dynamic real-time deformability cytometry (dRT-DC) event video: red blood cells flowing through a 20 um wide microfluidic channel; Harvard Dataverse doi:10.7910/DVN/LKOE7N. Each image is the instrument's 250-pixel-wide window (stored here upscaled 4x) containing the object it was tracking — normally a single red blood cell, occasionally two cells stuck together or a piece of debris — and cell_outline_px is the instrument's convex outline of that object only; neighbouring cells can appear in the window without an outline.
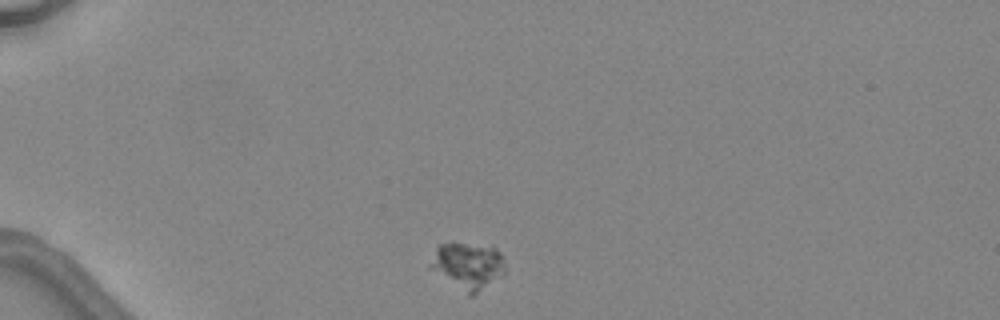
{"species": "common noctule bat (a hibernating species)", "species_latin": "Nyctalus noctula", "temperature_condition": "warm", "stored_images_in_passage": 2, "camera_frame_rate_fps": 3000, "um_per_image_px": 0.085, "animal": {"sex": "female", "body_mass_g": 24.6, "forearm_length_mm": 56.2}, "frame": {"image": 1, "passage_image": 1, "time_ms": 0.0, "image_size_px": [1000, 320], "cell_outline_px": [[504, 276], [472, 296], [468, 296], [428, 268], [436, 248], [440, 244], [492, 244], [500, 252], [504, 264]], "centroid_in_image_um": [39.79, 22.61], "position_along_channel_um": 45.2, "area_um2": 20.69}}